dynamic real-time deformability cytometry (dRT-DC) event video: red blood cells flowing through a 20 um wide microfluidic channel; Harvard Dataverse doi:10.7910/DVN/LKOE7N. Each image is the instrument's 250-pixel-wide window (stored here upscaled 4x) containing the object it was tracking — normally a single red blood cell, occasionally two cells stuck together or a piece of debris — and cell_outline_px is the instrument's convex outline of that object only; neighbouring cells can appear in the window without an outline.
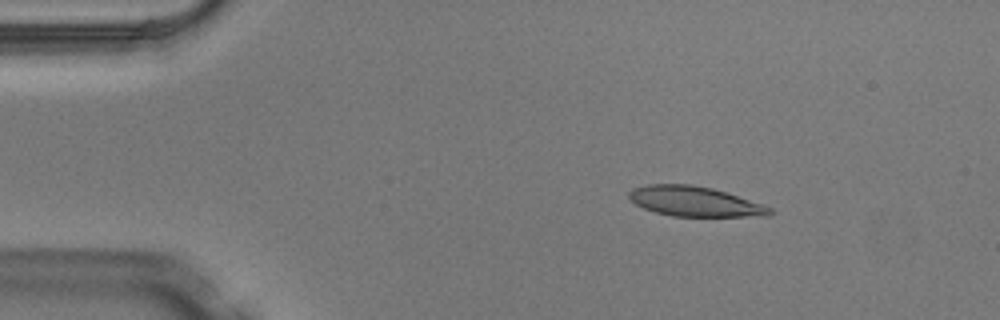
{"species": "Egyptian fruit bat (a non-hibernating species)", "species_latin": "Rousettus aegyptiacus", "temperature_condition": "warm", "stored_images_in_passage": 4, "camera_frame_rate_fps": 3000, "um_per_image_px": 0.085, "animal": {"sex": "male"}, "frame": {"image": 1, "passage_image": 2, "time_ms": 0.333, "image_size_px": [1000, 320], "cell_outline_px": [[772, 212], [768, 216], [672, 216], [656, 212], [644, 208], [636, 204], [628, 196], [628, 192], [632, 188], [648, 184], [692, 184], [712, 188], [772, 208]], "centroid_in_image_um": [59.0, 17.11], "position_along_channel_um": 26.0, "area_um2": 24.22}}
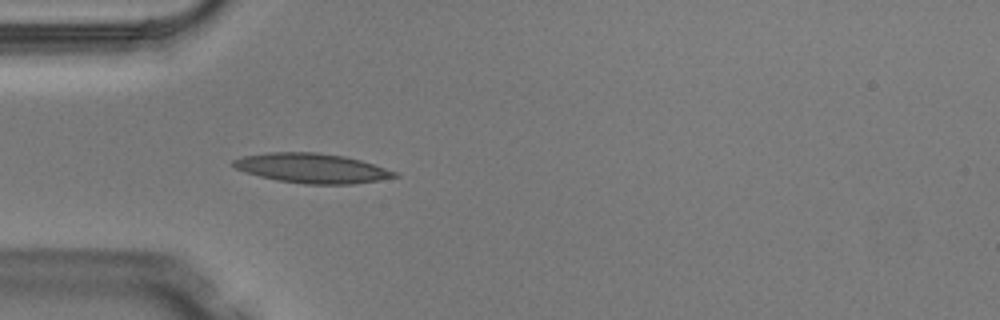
{"frame": {"image": 2, "passage_image": 4, "time_ms": 1.0, "image_size_px": [1000, 320], "cell_outline_px": [[400, 176], [352, 184], [304, 184], [276, 180], [260, 176], [236, 168], [232, 164], [232, 160], [244, 156], [268, 152], [316, 152], [344, 156], [360, 160], [400, 172]], "centroid_in_image_um": [26.55, 14.29], "position_along_channel_um": 58.5, "area_um2": 27.74}}